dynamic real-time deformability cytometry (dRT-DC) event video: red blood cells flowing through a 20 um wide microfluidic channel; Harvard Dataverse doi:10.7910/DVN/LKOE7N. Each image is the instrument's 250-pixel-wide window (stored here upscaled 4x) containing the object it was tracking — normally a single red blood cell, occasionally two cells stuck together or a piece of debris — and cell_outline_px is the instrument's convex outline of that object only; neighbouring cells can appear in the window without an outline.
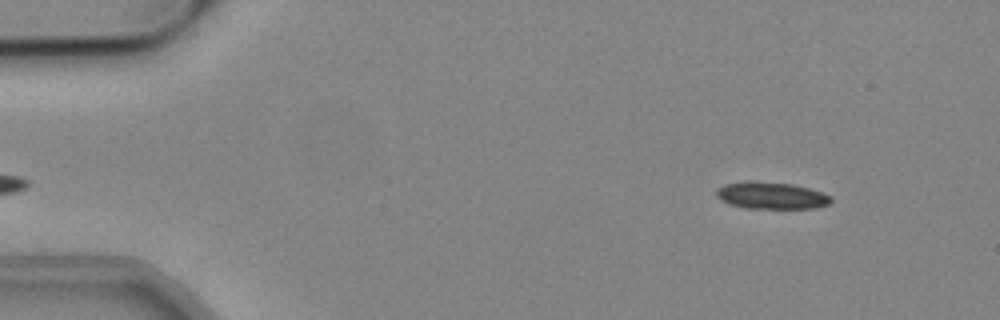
{"species": "common noctule bat (a hibernating species)", "species_latin": "Nyctalus noctula", "temperature_condition": "cold", "stored_images_in_passage": 51, "camera_frame_rate_fps": 3000, "um_per_image_px": 0.085, "animal": {"sex": "male", "body_mass_g": 19.2, "forearm_length_mm": 51.8}, "frame": {"image": 1, "passage_image": 4, "time_ms": 1.0, "image_size_px": [1000, 320], "cell_outline_px": [[832, 200], [828, 204], [816, 208], [744, 208], [728, 204], [720, 200], [716, 196], [716, 188], [724, 184], [748, 180], [756, 180], [792, 184], [808, 188], [832, 196]], "centroid_in_image_um": [65.5, 16.61], "position_along_channel_um": 19.5, "area_um2": 18.26}}
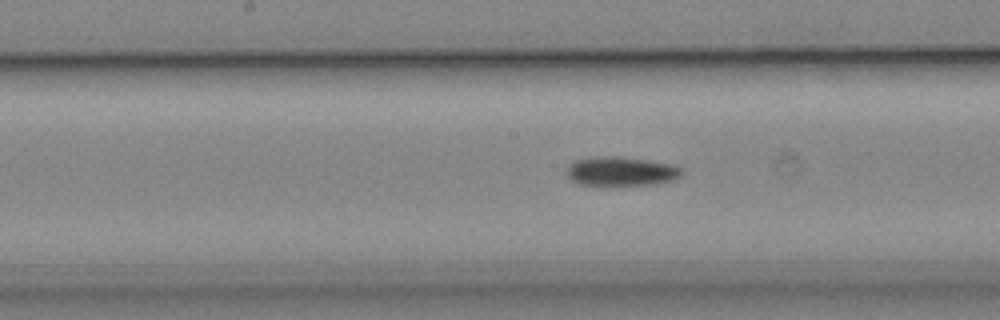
{"frame": {"image": 2, "passage_image": 25, "time_ms": 8.0, "image_size_px": [1000, 320], "cell_outline_px": [[684, 172], [680, 176], [672, 180], [656, 184], [580, 184], [572, 180], [564, 172], [568, 164], [572, 160], [592, 156], [620, 156], [648, 160], [672, 164], [684, 168]], "centroid_in_image_um": [52.77, 14.52], "position_along_channel_um": 195.4, "area_um2": 19.71}}
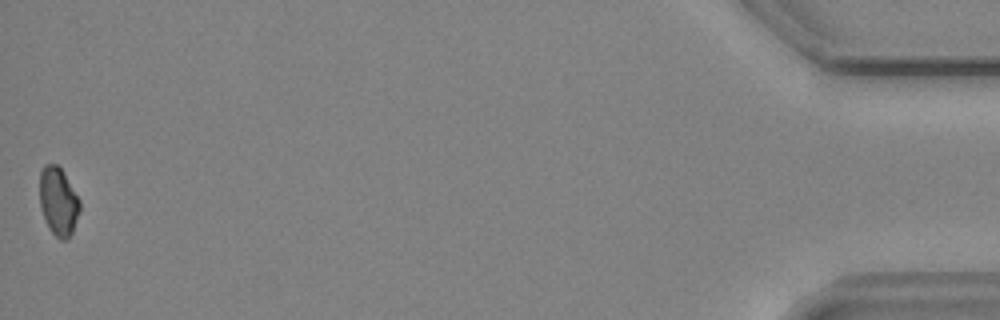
{"frame": {"image": 3, "passage_image": 51, "time_ms": 16.667, "image_size_px": [1000, 320], "cell_outline_px": [[80, 212], [72, 232], [68, 240], [60, 240], [48, 228], [40, 204], [40, 172], [44, 164], [56, 164], [64, 172], [80, 200]], "centroid_in_image_um": [4.97, 17.12], "position_along_channel_um": 430.2, "area_um2": 16.01}}